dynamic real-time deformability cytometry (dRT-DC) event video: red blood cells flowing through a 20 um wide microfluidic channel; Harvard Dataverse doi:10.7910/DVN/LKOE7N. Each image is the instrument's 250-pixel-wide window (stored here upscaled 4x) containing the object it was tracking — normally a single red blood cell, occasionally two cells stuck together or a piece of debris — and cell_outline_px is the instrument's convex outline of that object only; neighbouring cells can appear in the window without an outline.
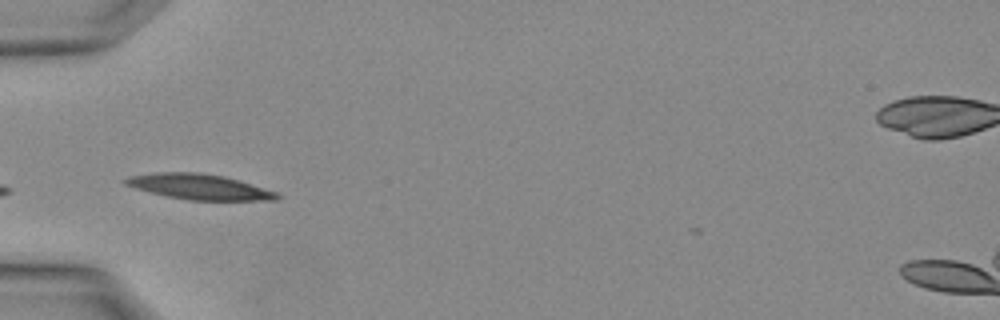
{"species": "Egyptian fruit bat (a non-hibernating species)", "species_latin": "Rousettus aegyptiacus", "temperature_condition": "warm", "stored_images_in_passage": 4, "camera_frame_rate_fps": 3000, "um_per_image_px": 0.085, "animal": {"sex": "female"}, "frame": {"image": 1, "passage_image": 4, "time_ms": 1.0, "image_size_px": [1000, 320], "cell_outline_px": [[280, 196], [276, 200], [188, 200], [168, 196], [136, 188], [124, 184], [120, 180], [132, 176], [156, 172], [196, 172], [224, 176], [240, 180], [276, 192]], "centroid_in_image_um": [16.94, 15.87], "position_along_channel_um": 68.1, "area_um2": 22.2}}